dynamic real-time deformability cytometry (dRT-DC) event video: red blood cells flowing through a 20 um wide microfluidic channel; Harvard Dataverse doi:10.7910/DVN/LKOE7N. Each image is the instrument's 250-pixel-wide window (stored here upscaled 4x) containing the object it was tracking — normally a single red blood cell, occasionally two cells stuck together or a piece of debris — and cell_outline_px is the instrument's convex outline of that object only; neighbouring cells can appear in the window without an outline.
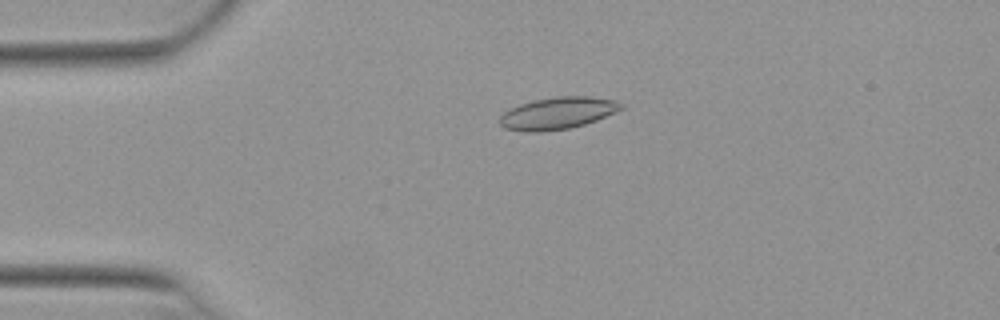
{"species": "Egyptian fruit bat (a non-hibernating species)", "species_latin": "Rousettus aegyptiacus", "temperature_condition": "warm", "stored_images_in_passage": 52, "camera_frame_rate_fps": 3000, "um_per_image_px": 0.085, "animal": {"sex": "female"}, "frame": {"image": 1, "passage_image": 12, "time_ms": 3.667, "image_size_px": [1000, 320], "cell_outline_px": [[624, 108], [616, 112], [596, 120], [584, 124], [568, 128], [536, 132], [524, 132], [504, 128], [500, 124], [500, 116], [504, 112], [520, 104], [532, 100], [556, 96], [592, 96], [616, 100], [624, 104]], "centroid_in_image_um": [47.42, 9.6], "position_along_channel_um": 37.6, "area_um2": 22.72}}
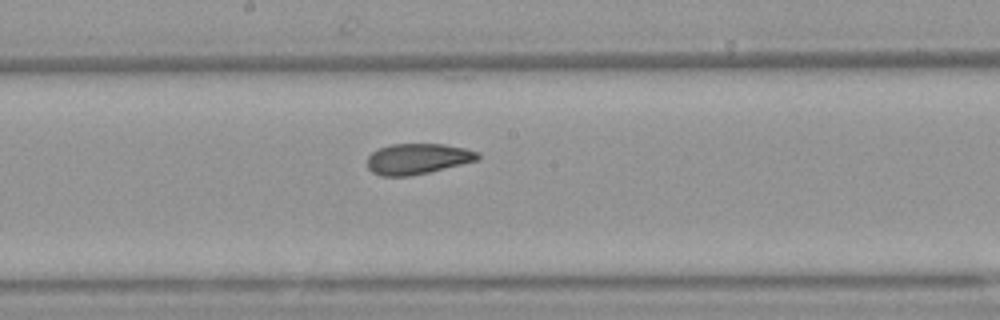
{"frame": {"image": 2, "passage_image": 28, "time_ms": 9.0, "image_size_px": [1000, 320], "cell_outline_px": [[480, 160], [412, 176], [380, 176], [372, 172], [368, 168], [368, 156], [372, 152], [380, 148], [392, 144], [444, 144], [464, 148], [480, 152]], "centroid_in_image_um": [35.53, 13.5], "position_along_channel_um": 212.7, "area_um2": 19.88}}
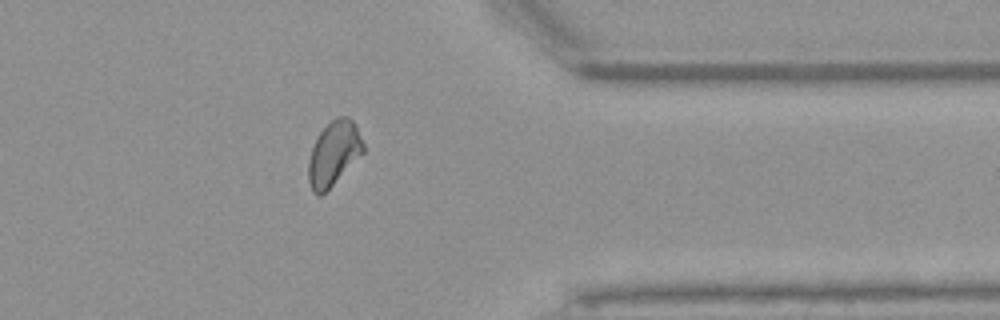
{"frame": {"image": 3, "passage_image": 42, "time_ms": 13.667, "image_size_px": [1000, 320], "cell_outline_px": [[364, 152], [320, 196], [316, 196], [312, 192], [308, 180], [308, 160], [312, 148], [320, 132], [336, 116], [348, 116], [356, 124], [364, 144]], "centroid_in_image_um": [28.36, 13.02], "position_along_channel_um": 383.0, "area_um2": 20.35}, "authors_computed_cell_mechanics": {"area_um2": 20.8369, "velocity_mm_per_s": 3.9244, "shape_relaxation_time_tau1_ms": 9.2347, "shape_relaxation_time_tau2_ms": 2.0194, "deformation_change_tau1": 0.1826, "deformation_change_tau2": 0.0637}}